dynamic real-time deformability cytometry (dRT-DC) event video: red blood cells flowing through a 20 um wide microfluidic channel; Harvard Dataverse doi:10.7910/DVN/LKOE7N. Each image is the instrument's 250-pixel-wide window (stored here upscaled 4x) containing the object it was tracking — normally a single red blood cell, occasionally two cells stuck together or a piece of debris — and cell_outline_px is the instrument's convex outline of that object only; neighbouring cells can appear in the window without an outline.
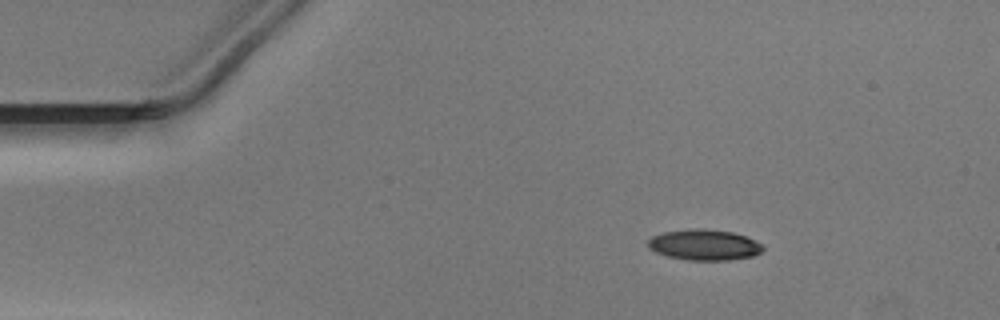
{"species": "Egyptian fruit bat (a non-hibernating species)", "species_latin": "Rousettus aegyptiacus", "temperature_condition": "warm", "stored_images_in_passage": 38, "camera_frame_rate_fps": 3000, "um_per_image_px": 0.085, "animal": {"sex": "male"}, "frame": {"image": 1, "passage_image": 1, "time_ms": 0.0, "image_size_px": [1000, 320], "cell_outline_px": [[764, 248], [760, 252], [752, 256], [728, 260], [688, 260], [668, 256], [656, 252], [648, 248], [648, 240], [652, 236], [664, 232], [688, 228], [704, 228], [732, 232], [744, 236], [764, 244]], "centroid_in_image_um": [59.85, 20.8], "position_along_channel_um": 25.1, "area_um2": 20.63}}
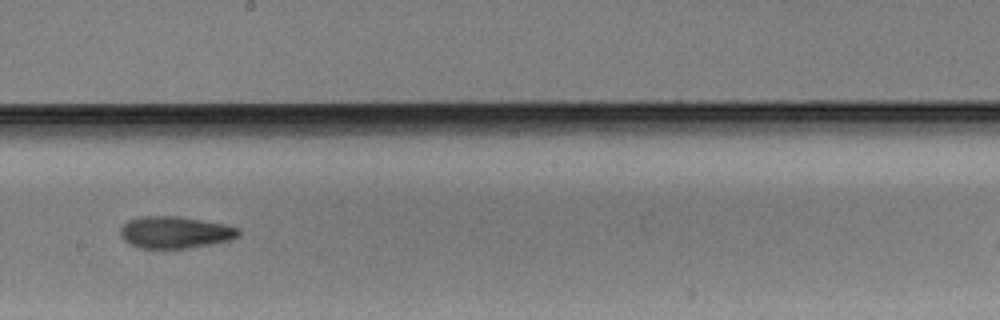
{"frame": {"image": 2, "passage_image": 22, "time_ms": 7.0, "image_size_px": [1000, 320], "cell_outline_px": [[240, 232], [236, 236], [228, 240], [188, 248], [140, 248], [124, 240], [120, 236], [120, 228], [128, 220], [140, 216], [180, 216], [224, 224], [240, 228]], "centroid_in_image_um": [14.84, 19.73], "position_along_channel_um": 233.4, "area_um2": 21.79}}
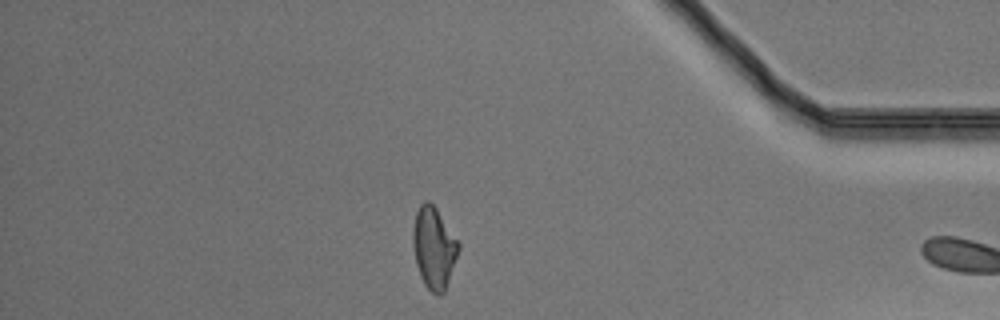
{"frame": {"image": 3, "passage_image": 37, "time_ms": 12.0, "image_size_px": [1000, 320], "cell_outline_px": [[460, 248], [444, 292], [440, 296], [432, 292], [424, 284], [420, 276], [416, 264], [412, 244], [412, 232], [416, 212], [420, 204], [424, 200], [428, 200], [436, 208], [460, 244]], "centroid_in_image_um": [36.86, 21.06], "position_along_channel_um": 398.3, "area_um2": 21.56}}